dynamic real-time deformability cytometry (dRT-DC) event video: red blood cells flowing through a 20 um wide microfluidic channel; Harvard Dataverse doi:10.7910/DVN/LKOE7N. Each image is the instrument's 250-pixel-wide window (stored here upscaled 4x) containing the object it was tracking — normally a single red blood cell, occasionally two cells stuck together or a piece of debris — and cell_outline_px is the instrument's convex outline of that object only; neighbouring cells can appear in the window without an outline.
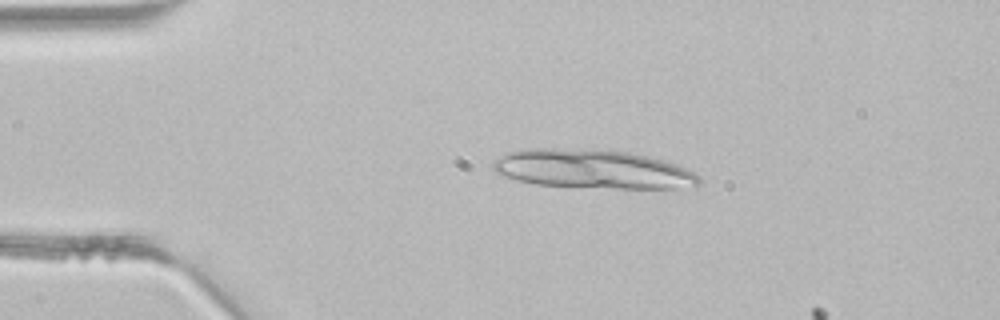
{"species": "common noctule bat (a hibernating species)", "species_latin": "Nyctalus noctula", "temperature_condition": "room temperature", "stored_images_in_passage": 3, "camera_frame_rate_fps": 3000, "um_per_image_px": 0.085, "animal": {"sex": "male", "body_mass_g": 21.5, "forearm_length_mm": 52.0}, "frame": {"image": 1, "passage_image": 2, "time_ms": 0.333, "image_size_px": [1000, 320], "cell_outline_px": [[700, 184], [696, 188], [616, 188], [536, 184], [520, 180], [496, 172], [492, 168], [492, 164], [500, 156], [508, 152], [528, 148], [552, 148], [628, 152], [648, 156], [664, 160], [676, 164], [700, 176]], "centroid_in_image_um": [50.45, 14.38], "position_along_channel_um": 34.6, "area_um2": 46.12}}